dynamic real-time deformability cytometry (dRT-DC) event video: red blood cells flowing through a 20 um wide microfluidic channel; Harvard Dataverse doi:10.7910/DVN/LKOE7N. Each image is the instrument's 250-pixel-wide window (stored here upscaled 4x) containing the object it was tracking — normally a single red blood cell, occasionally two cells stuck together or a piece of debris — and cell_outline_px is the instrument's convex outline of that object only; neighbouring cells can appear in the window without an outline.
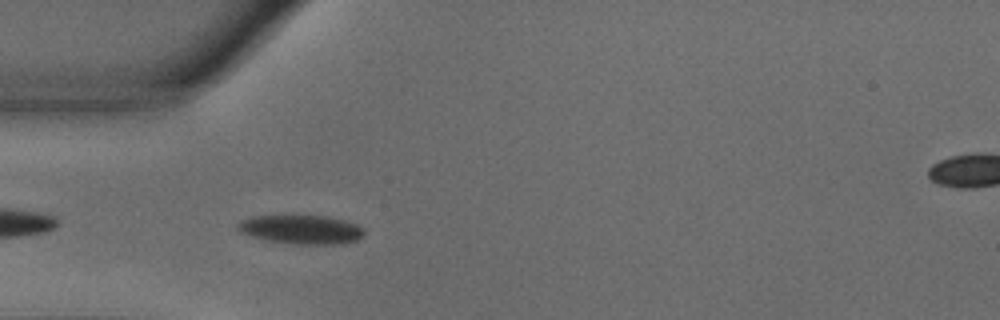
{"species": "common noctule bat (a hibernating species)", "species_latin": "Nyctalus noctula", "temperature_condition": "warm", "stored_images_in_passage": 39, "camera_frame_rate_fps": 3000, "um_per_image_px": 0.085, "animal": {"sex": "male", "body_mass_g": 18.8}, "frame": {"image": 1, "passage_image": 3, "time_ms": 0.667, "image_size_px": [1000, 320], "cell_outline_px": [[364, 236], [356, 240], [344, 244], [292, 244], [268, 240], [252, 236], [240, 232], [236, 228], [236, 224], [240, 220], [252, 216], [328, 216], [344, 220], [356, 224], [364, 228]], "centroid_in_image_um": [25.62, 19.51], "position_along_channel_um": 59.4, "area_um2": 21.39}}
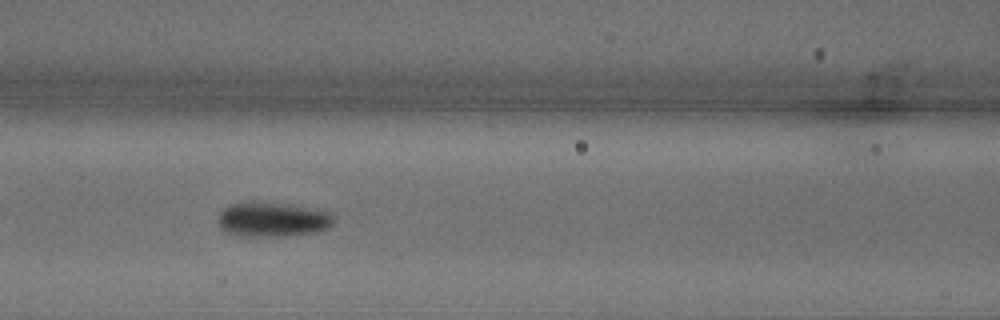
{"frame": {"image": 2, "passage_image": 10, "time_ms": 3.0, "image_size_px": [1000, 320], "cell_outline_px": [[332, 224], [328, 228], [316, 232], [284, 236], [240, 236], [224, 232], [220, 228], [216, 220], [220, 212], [224, 208], [232, 204], [272, 204], [304, 208], [332, 212]], "centroid_in_image_um": [23.11, 18.72], "position_along_channel_um": 143.5, "area_um2": 22.48}}
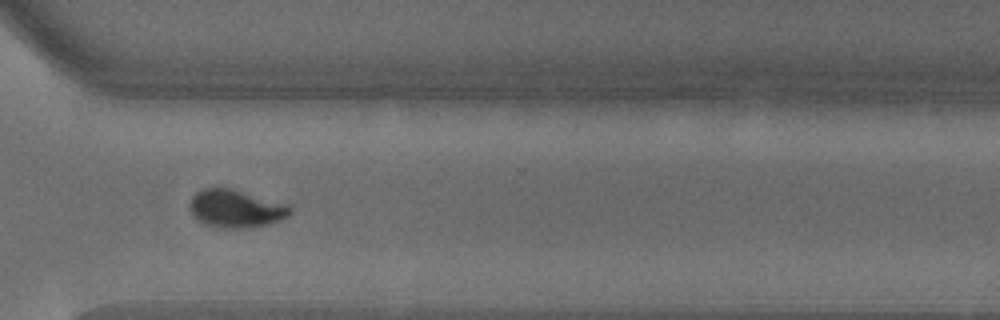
{"frame": {"image": 3, "passage_image": 27, "time_ms": 8.667, "image_size_px": [1000, 320], "cell_outline_px": [[292, 212], [288, 216], [280, 220], [268, 224], [248, 228], [224, 228], [204, 224], [192, 212], [192, 196], [196, 192], [204, 188], [228, 188], [288, 204], [292, 208]], "centroid_in_image_um": [20.1, 17.74], "position_along_channel_um": 350.5, "area_um2": 21.68}, "authors_computed_cell_mechanics": {"area_um2": 21.8484, "velocity_mm_per_s": 3.6598, "shape_relaxation_time_tau1_ms": 3.0604, "shape_relaxation_time_tau2_ms": null, "deformation_change_tau1": 0.1516, "deformation_change_tau2": null}}